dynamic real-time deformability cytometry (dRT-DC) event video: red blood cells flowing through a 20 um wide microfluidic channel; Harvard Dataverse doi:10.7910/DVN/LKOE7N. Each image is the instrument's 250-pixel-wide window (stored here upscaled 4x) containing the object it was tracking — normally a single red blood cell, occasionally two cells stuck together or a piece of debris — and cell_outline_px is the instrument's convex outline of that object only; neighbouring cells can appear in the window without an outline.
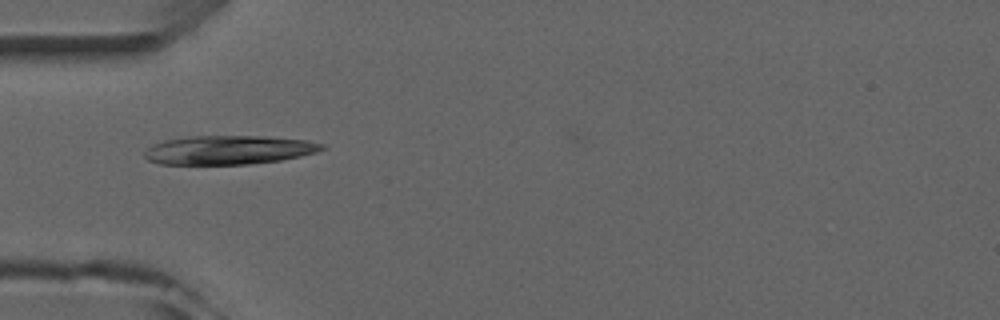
{"species": "common noctule bat (a hibernating species)", "species_latin": "Nyctalus noctula", "temperature_condition": "room temperature", "stored_images_in_passage": 6, "camera_frame_rate_fps": 3000, "um_per_image_px": 0.085, "animal": {"sex": "male", "forearm_length_mm": 52.5}, "frame": {"image": 1, "passage_image": 5, "time_ms": 4.667, "image_size_px": [1000, 320], "cell_outline_px": [[324, 148], [316, 152], [300, 156], [280, 160], [248, 164], [160, 164], [148, 160], [144, 156], [144, 152], [152, 144], [164, 140], [192, 136], [264, 136], [308, 140], [324, 144]], "centroid_in_image_um": [19.43, 12.74], "position_along_channel_um": 65.6, "area_um2": 29.82}}
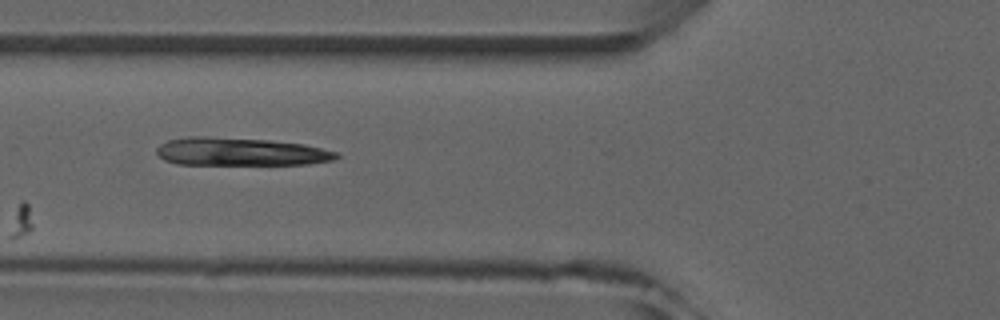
{"frame": {"image": 2, "passage_image": 6, "time_ms": 5.667, "image_size_px": [1000, 320], "cell_outline_px": [[340, 156], [332, 160], [308, 164], [176, 164], [164, 160], [156, 152], [156, 148], [160, 144], [168, 140], [188, 136], [208, 136], [272, 140], [304, 144], [340, 152]], "centroid_in_image_um": [20.44, 12.88], "position_along_channel_um": 105.4, "area_um2": 29.54}}